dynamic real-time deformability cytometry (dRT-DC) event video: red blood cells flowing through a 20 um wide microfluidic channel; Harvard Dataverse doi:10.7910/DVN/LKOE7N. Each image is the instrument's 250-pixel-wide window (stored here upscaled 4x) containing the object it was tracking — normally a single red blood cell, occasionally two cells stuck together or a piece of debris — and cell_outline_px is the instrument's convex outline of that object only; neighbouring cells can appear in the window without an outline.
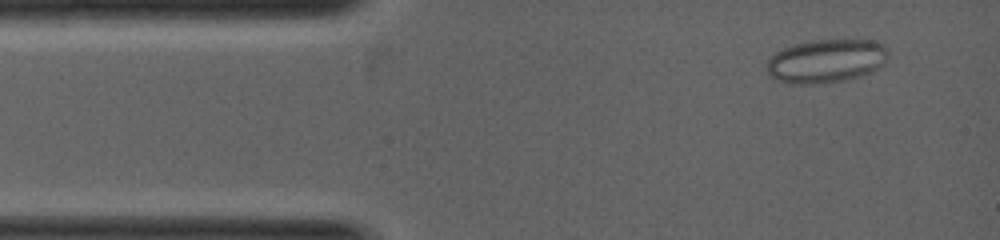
{"species": "common noctule bat (a hibernating species)", "species_latin": "Nyctalus noctula", "temperature_condition": "warm", "stored_images_in_passage": 6, "camera_frame_rate_fps": 5000, "um_per_image_px": 0.085, "animal": {"sex": "female", "body_mass_g": 19.0, "forearm_length_mm": 53.3}, "frame": {"image": 1, "passage_image": 2, "time_ms": 0.2, "image_size_px": [1000, 240], "cell_outline_px": [[888, 56], [884, 64], [868, 72], [844, 80], [816, 84], [784, 84], [768, 76], [764, 64], [776, 52], [784, 48], [796, 44], [812, 40], [876, 40], [884, 44], [888, 48]], "centroid_in_image_um": [70.18, 5.19], "position_along_channel_um": 14.8, "area_um2": 31.04}}
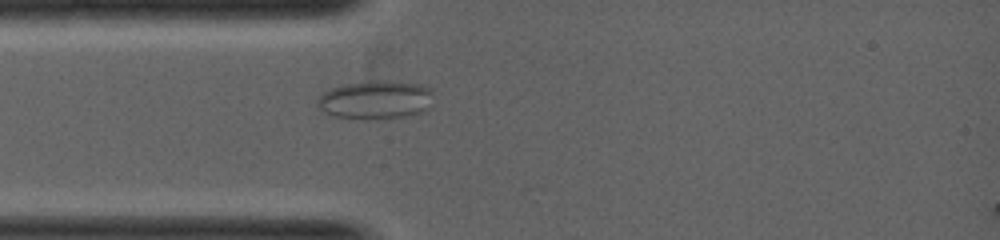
{"frame": {"image": 2, "passage_image": 6, "time_ms": 1.4, "image_size_px": [1000, 240], "cell_outline_px": [[432, 108], [424, 112], [404, 116], [364, 120], [332, 116], [316, 108], [316, 100], [324, 92], [332, 88], [344, 84], [372, 80], [388, 80], [420, 84], [428, 88], [432, 92]], "centroid_in_image_um": [31.92, 8.49], "position_along_channel_um": 53.1, "area_um2": 26.59}}